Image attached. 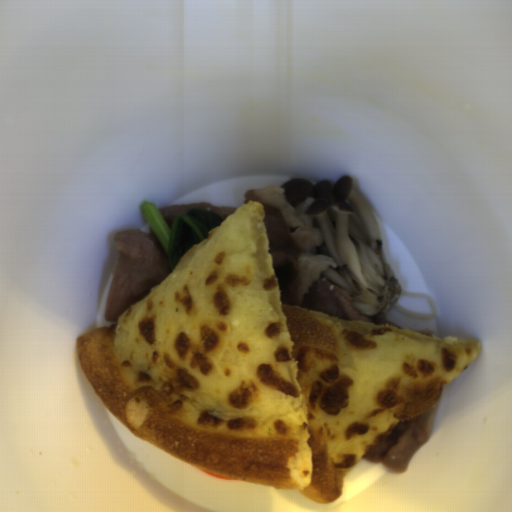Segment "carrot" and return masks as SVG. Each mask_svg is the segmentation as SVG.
Here are the masks:
<instances>
[{"label":"carrot","instance_id":"carrot-1","mask_svg":"<svg viewBox=\"0 0 512 512\" xmlns=\"http://www.w3.org/2000/svg\"><path fill=\"white\" fill-rule=\"evenodd\" d=\"M200 471L212 476V477H215L219 480H230V481H238V480H235V479H231V478H228V477H225V476H221V475H218V474H214V473H211V472H208V471H204V470H201Z\"/></svg>","mask_w":512,"mask_h":512}]
</instances>
